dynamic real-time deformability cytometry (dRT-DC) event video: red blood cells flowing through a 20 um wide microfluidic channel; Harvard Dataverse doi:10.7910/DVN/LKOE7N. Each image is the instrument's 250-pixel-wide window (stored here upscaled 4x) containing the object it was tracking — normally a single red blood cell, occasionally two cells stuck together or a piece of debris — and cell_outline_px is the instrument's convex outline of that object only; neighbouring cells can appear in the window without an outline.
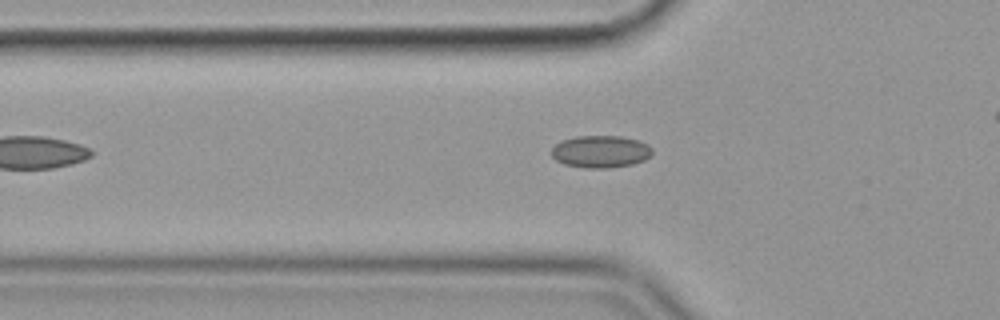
{"species": "common noctule bat (a hibernating species)", "species_latin": "Nyctalus noctula", "temperature_condition": "cold", "stored_images_in_passage": 38, "camera_frame_rate_fps": 3000, "um_per_image_px": 0.085, "animal": {"sex": "female", "body_mass_g": 19.9}, "frame": {"image": 1, "passage_image": 7, "time_ms": 2.0, "image_size_px": [1000, 320], "cell_outline_px": [[652, 152], [644, 160], [632, 164], [608, 168], [584, 168], [564, 164], [556, 160], [552, 156], [552, 148], [560, 140], [576, 136], [620, 136], [640, 140], [648, 144], [652, 148]], "centroid_in_image_um": [51.04, 12.88], "position_along_channel_um": 74.8, "area_um2": 19.02}}
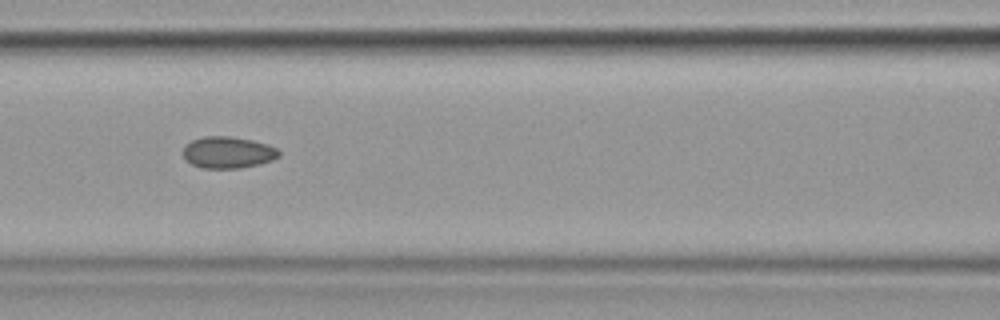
{"frame": {"image": 2, "passage_image": 13, "time_ms": 4.0, "image_size_px": [1000, 320], "cell_outline_px": [[280, 156], [272, 160], [260, 164], [240, 168], [200, 168], [184, 160], [180, 152], [184, 144], [192, 140], [204, 136], [228, 136], [252, 140], [268, 144], [276, 148], [280, 152]], "centroid_in_image_um": [19.31, 12.96], "position_along_channel_um": 147.3, "area_um2": 18.03}}
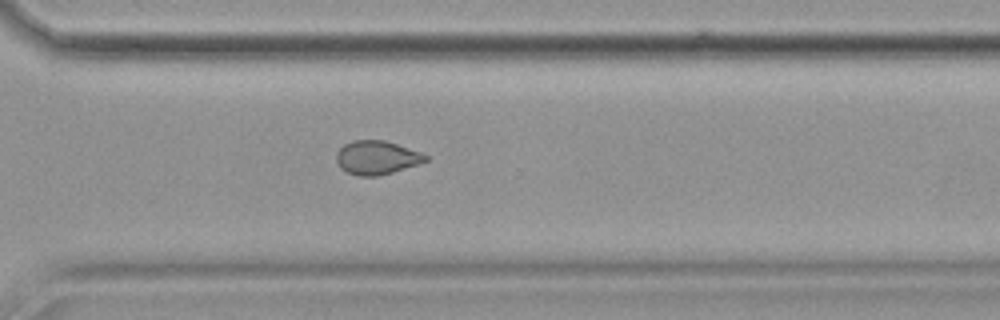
{"frame": {"image": 3, "passage_image": 29, "time_ms": 9.333, "image_size_px": [1000, 320], "cell_outline_px": [[428, 160], [420, 164], [392, 172], [376, 176], [360, 176], [348, 172], [340, 168], [336, 160], [336, 152], [344, 144], [352, 140], [384, 140], [420, 152], [428, 156]], "centroid_in_image_um": [32.01, 13.39], "position_along_channel_um": 338.6, "area_um2": 17.46}}